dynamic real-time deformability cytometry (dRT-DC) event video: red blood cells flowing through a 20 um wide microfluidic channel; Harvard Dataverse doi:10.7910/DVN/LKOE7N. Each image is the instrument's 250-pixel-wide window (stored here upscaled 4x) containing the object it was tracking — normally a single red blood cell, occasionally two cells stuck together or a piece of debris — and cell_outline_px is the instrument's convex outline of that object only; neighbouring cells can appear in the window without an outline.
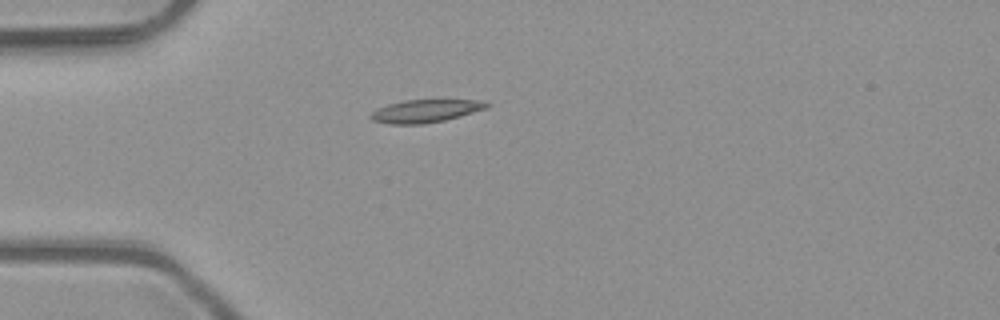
{"species": "common noctule bat (a hibernating species)", "species_latin": "Nyctalus noctula", "temperature_condition": "room temperature", "stored_images_in_passage": 1, "camera_frame_rate_fps": 3000, "um_per_image_px": 0.085, "animal": {"sex": "male", "body_mass_g": 23.1, "forearm_length_mm": 52.7}, "frame": {"image": 1, "passage_image": 1, "time_ms": 0.0, "image_size_px": [1000, 320], "cell_outline_px": [[492, 104], [488, 108], [460, 116], [444, 120], [424, 124], [388, 124], [372, 120], [368, 116], [376, 108], [388, 104], [404, 100], [480, 100]], "centroid_in_image_um": [36.15, 9.43], "position_along_channel_um": 48.8, "area_um2": 15.55}}